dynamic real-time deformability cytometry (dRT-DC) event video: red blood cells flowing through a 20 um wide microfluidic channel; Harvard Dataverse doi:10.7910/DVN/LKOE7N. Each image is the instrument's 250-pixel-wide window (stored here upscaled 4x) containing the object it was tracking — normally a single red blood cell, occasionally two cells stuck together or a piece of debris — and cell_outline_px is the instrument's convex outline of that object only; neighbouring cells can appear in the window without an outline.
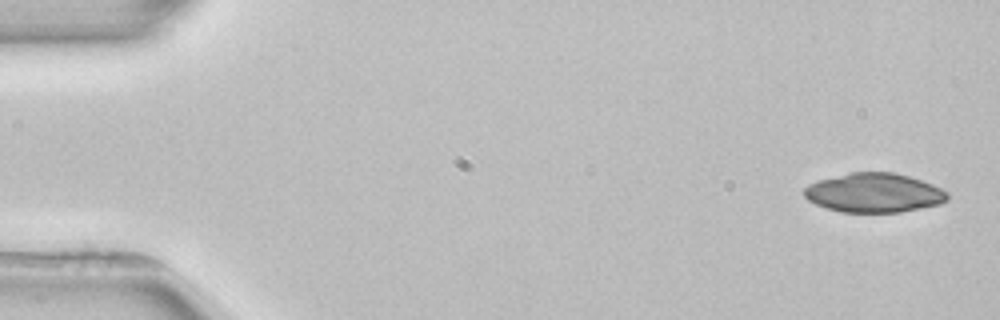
{"species": "common noctule bat (a hibernating species)", "species_latin": "Nyctalus noctula", "temperature_condition": "room temperature", "stored_images_in_passage": 3, "camera_frame_rate_fps": 3000, "um_per_image_px": 0.085, "animal": {"sex": "female", "body_mass_g": 22.7, "forearm_length_mm": 54.2}, "frame": {"image": 1, "passage_image": 1, "time_ms": 0.0, "image_size_px": [1000, 320], "cell_outline_px": [[948, 200], [940, 204], [900, 212], [840, 212], [816, 204], [808, 200], [804, 196], [804, 188], [808, 184], [820, 180], [852, 172], [892, 172], [908, 176], [932, 184], [948, 192]], "centroid_in_image_um": [74.3, 16.39], "position_along_channel_um": 10.7, "area_um2": 32.54}}